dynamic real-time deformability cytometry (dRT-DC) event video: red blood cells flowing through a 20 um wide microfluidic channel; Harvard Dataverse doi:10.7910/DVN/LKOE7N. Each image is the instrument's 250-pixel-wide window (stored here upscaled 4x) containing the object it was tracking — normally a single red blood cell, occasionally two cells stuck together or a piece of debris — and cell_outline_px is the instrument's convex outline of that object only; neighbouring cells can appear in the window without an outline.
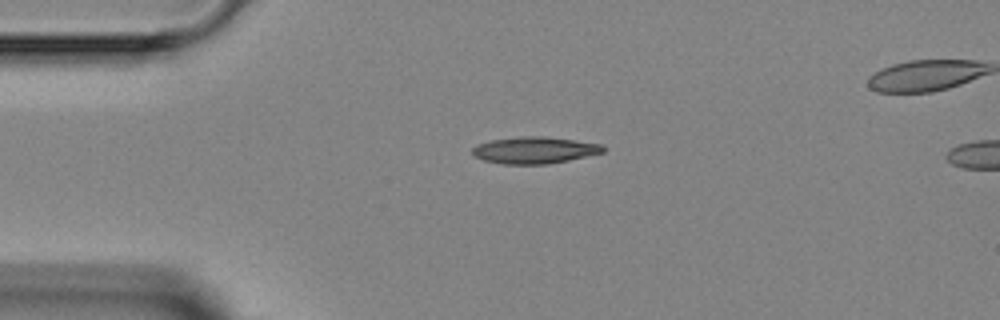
{"species": "Egyptian fruit bat (a non-hibernating species)", "species_latin": "Rousettus aegyptiacus", "temperature_condition": "room temperature", "stored_images_in_passage": 4, "camera_frame_rate_fps": 3000, "um_per_image_px": 0.085, "animal": {"sex": "female"}, "frame": {"image": 1, "passage_image": 1, "time_ms": 0.0, "image_size_px": [1000, 320], "cell_outline_px": [[604, 152], [568, 160], [548, 164], [504, 164], [484, 160], [472, 156], [472, 148], [476, 144], [492, 140], [520, 136], [544, 136], [604, 144]], "centroid_in_image_um": [45.41, 12.76], "position_along_channel_um": 39.6, "area_um2": 20.4}}
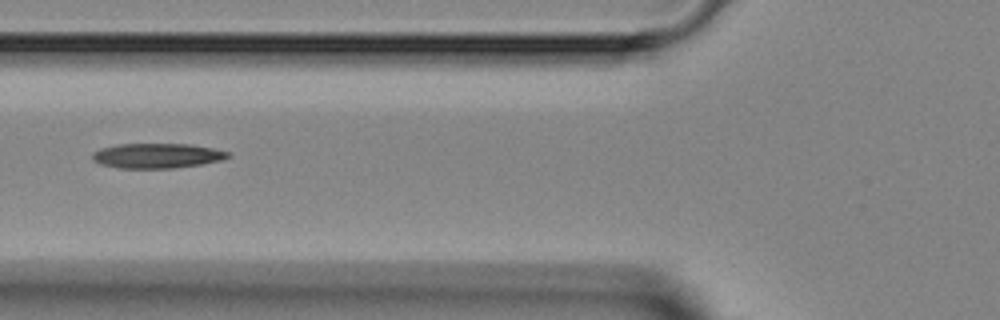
{"frame": {"image": 2, "passage_image": 3, "time_ms": 2.333, "image_size_px": [1000, 320], "cell_outline_px": [[232, 156], [220, 160], [200, 164], [172, 168], [120, 168], [100, 164], [92, 160], [92, 152], [100, 148], [116, 144], [188, 144], [212, 148], [232, 152]], "centroid_in_image_um": [13.33, 13.23], "position_along_channel_um": 112.5, "area_um2": 19.71}}
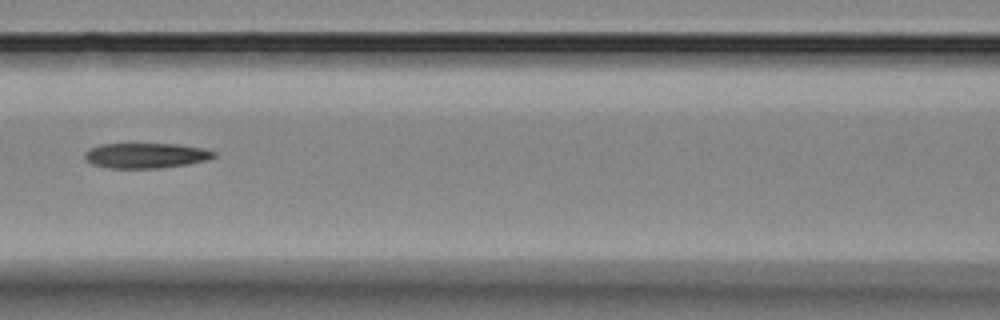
{"frame": {"image": 3, "passage_image": 4, "time_ms": 3.333, "image_size_px": [1000, 320], "cell_outline_px": [[216, 156], [208, 160], [188, 164], [160, 168], [108, 168], [92, 164], [84, 160], [84, 152], [88, 148], [100, 144], [176, 144], [204, 148], [216, 152]], "centroid_in_image_um": [12.37, 13.22], "position_along_channel_um": 154.2, "area_um2": 19.19}}